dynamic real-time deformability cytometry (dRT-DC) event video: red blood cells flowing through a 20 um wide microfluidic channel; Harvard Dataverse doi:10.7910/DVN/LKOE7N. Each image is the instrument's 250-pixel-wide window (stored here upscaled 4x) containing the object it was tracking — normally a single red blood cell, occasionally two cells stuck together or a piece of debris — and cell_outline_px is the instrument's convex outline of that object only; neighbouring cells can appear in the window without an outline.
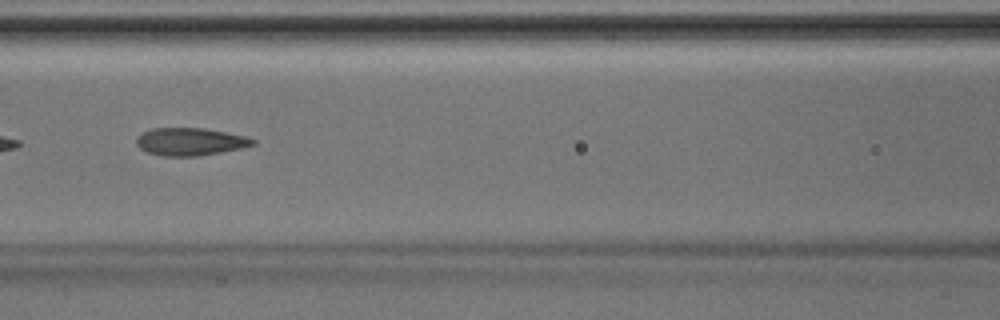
{"species": "Egyptian fruit bat (a non-hibernating species)", "species_latin": "Rousettus aegyptiacus", "temperature_condition": "room temperature", "stored_images_in_passage": 17, "camera_frame_rate_fps": 3000, "um_per_image_px": 0.085, "animal": {"sex": "male"}, "frame": {"image": 1, "passage_image": 6, "time_ms": 1.667, "image_size_px": [1000, 320], "cell_outline_px": [[256, 144], [240, 148], [220, 152], [196, 156], [160, 156], [148, 152], [140, 148], [136, 144], [136, 140], [144, 132], [152, 128], [204, 128], [244, 136], [256, 140]], "centroid_in_image_um": [16.16, 12.04], "position_along_channel_um": 150.4, "area_um2": 18.5}}